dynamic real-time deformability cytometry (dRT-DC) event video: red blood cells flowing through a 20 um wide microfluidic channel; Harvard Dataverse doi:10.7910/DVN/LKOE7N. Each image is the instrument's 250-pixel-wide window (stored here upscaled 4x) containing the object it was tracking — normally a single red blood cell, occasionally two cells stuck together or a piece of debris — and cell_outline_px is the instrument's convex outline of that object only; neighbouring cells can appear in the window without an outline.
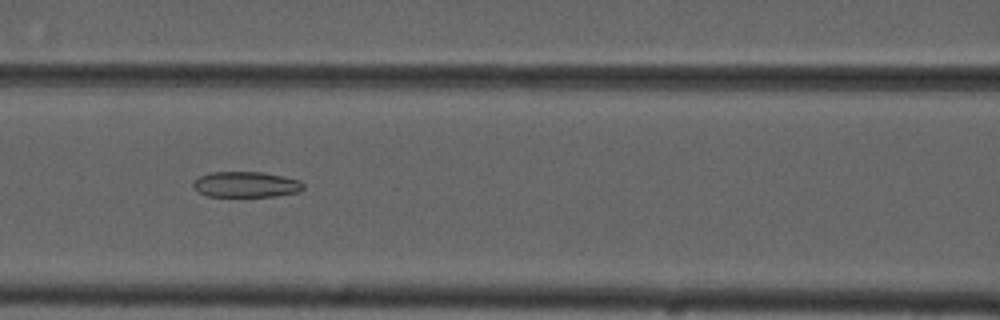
{"species": "common noctule bat (a hibernating species)", "species_latin": "Nyctalus noctula", "temperature_condition": "cold", "stored_images_in_passage": 8, "camera_frame_rate_fps": 3000, "um_per_image_px": 0.085, "animal": {"sex": "male", "forearm_length_mm": 52.5}, "frame": {"image": 1, "passage_image": 7, "time_ms": 6.667, "image_size_px": [1000, 320], "cell_outline_px": [[304, 188], [300, 192], [276, 196], [208, 196], [200, 192], [192, 184], [200, 176], [208, 172], [264, 172], [284, 176], [300, 180], [304, 184]], "centroid_in_image_um": [20.97, 15.67], "position_along_channel_um": 145.6, "area_um2": 16.47}}
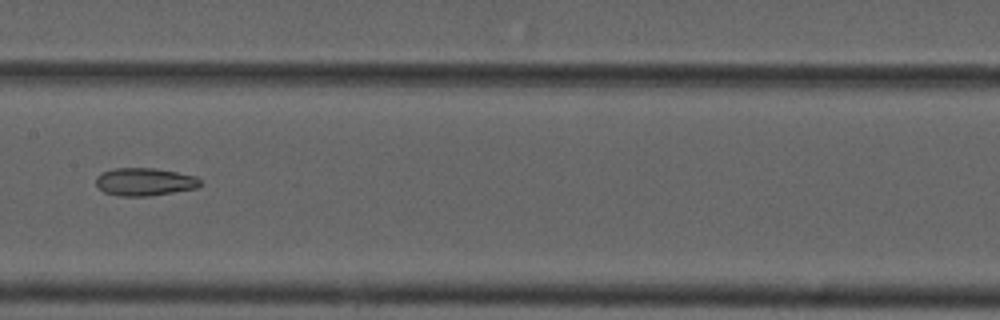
{"frame": {"image": 2, "passage_image": 8, "time_ms": 8.0, "image_size_px": [1000, 320], "cell_outline_px": [[200, 184], [196, 188], [148, 196], [120, 196], [104, 192], [96, 184], [96, 176], [104, 172], [116, 168], [152, 168], [176, 172], [196, 176], [200, 180]], "centroid_in_image_um": [12.28, 15.45], "position_along_channel_um": 195.1, "area_um2": 16.65}}